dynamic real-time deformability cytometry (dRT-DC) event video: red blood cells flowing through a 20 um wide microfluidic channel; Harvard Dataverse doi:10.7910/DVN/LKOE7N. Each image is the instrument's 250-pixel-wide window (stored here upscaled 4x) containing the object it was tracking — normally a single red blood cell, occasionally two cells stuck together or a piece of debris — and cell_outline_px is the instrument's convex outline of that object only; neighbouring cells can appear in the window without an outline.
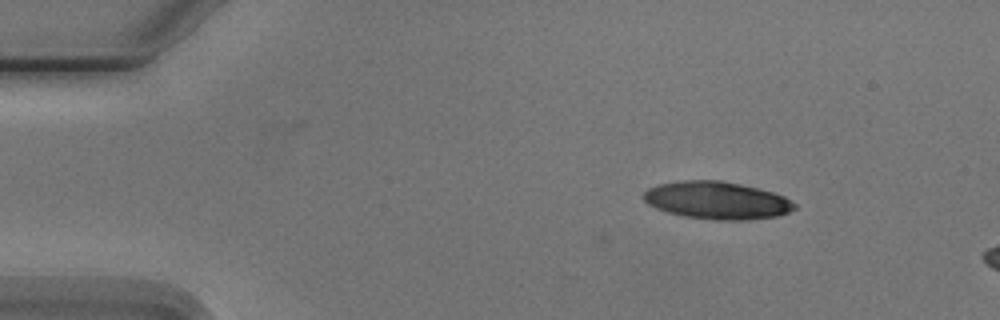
{"species": "Egyptian fruit bat (a non-hibernating species)", "species_latin": "Rousettus aegyptiacus", "temperature_condition": "cold", "stored_images_in_passage": 5, "camera_frame_rate_fps": 3000, "um_per_image_px": 0.085, "animal": {"sex": "male"}, "frame": {"image": 1, "passage_image": 3, "time_ms": 3.333, "image_size_px": [1000, 320], "cell_outline_px": [[796, 208], [780, 216], [748, 220], [716, 220], [684, 216], [668, 212], [656, 208], [648, 204], [640, 196], [648, 188], [660, 184], [684, 180], [720, 180], [740, 184], [772, 192], [784, 196], [796, 204]], "centroid_in_image_um": [60.94, 17.04], "position_along_channel_um": 24.1, "area_um2": 33.06}}